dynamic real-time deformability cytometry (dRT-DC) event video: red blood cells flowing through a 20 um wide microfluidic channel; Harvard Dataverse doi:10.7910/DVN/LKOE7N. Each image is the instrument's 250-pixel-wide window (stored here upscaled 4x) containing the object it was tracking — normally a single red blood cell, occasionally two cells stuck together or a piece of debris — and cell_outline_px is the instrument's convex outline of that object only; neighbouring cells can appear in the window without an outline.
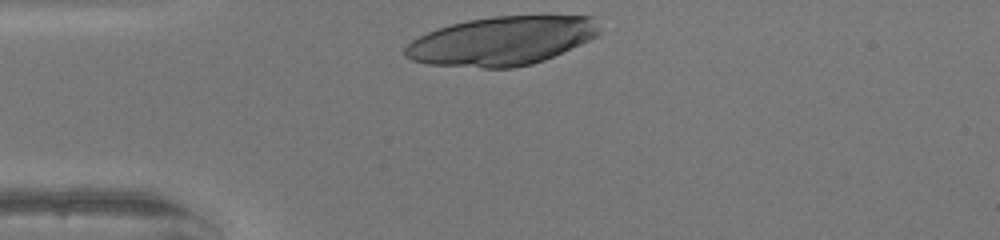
{"species": "human", "species_latin": "Homo sapiens", "temperature_condition": "warm", "stored_images_in_passage": 26, "camera_frame_rate_fps": 3000, "um_per_image_px": 0.085, "donor": {"sex": "female"}, "frame": {"image": 1, "passage_image": 1, "time_ms": 0.0, "image_size_px": [1000, 240], "cell_outline_px": [[604, 32], [580, 44], [544, 60], [532, 64], [512, 68], [484, 68], [428, 64], [412, 60], [404, 56], [404, 48], [412, 40], [428, 32], [452, 24], [468, 20], [492, 16], [548, 12], [592, 16]], "centroid_in_image_um": [42.75, 3.42], "position_along_channel_um": 42.3, "area_um2": 56.59}}